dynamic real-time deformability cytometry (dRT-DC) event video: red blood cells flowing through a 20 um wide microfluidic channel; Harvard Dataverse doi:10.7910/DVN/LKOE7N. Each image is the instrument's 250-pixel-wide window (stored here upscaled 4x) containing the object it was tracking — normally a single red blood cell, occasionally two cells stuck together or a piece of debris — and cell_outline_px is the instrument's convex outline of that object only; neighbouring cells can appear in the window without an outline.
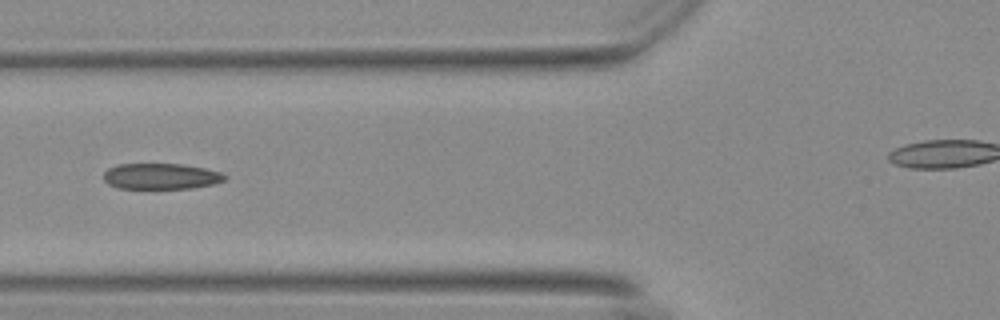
{"species": "Egyptian fruit bat (a non-hibernating species)", "species_latin": "Rousettus aegyptiacus", "temperature_condition": "warm", "stored_images_in_passage": 32, "camera_frame_rate_fps": 3000, "um_per_image_px": 0.085, "animal": {"sex": "female"}, "frame": {"image": 1, "passage_image": 5, "time_ms": 1.333, "image_size_px": [1000, 320], "cell_outline_px": [[228, 176], [224, 180], [212, 184], [192, 188], [116, 188], [108, 184], [104, 180], [104, 172], [108, 168], [116, 164], [180, 164], [204, 168], [220, 172]], "centroid_in_image_um": [13.65, 14.98], "position_along_channel_um": 112.2, "area_um2": 18.21}}